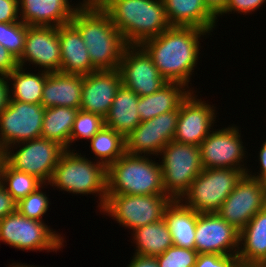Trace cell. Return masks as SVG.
I'll list each match as a JSON object with an SVG mask.
<instances>
[{"label":"cell","mask_w":266,"mask_h":267,"mask_svg":"<svg viewBox=\"0 0 266 267\" xmlns=\"http://www.w3.org/2000/svg\"><path fill=\"white\" fill-rule=\"evenodd\" d=\"M210 32L191 26H170L159 36L147 39L140 46L152 58L167 82L188 87L197 66L200 39Z\"/></svg>","instance_id":"cell-1"},{"label":"cell","mask_w":266,"mask_h":267,"mask_svg":"<svg viewBox=\"0 0 266 267\" xmlns=\"http://www.w3.org/2000/svg\"><path fill=\"white\" fill-rule=\"evenodd\" d=\"M70 23L79 31L97 71L119 69L128 45L101 6L80 5Z\"/></svg>","instance_id":"cell-2"},{"label":"cell","mask_w":266,"mask_h":267,"mask_svg":"<svg viewBox=\"0 0 266 267\" xmlns=\"http://www.w3.org/2000/svg\"><path fill=\"white\" fill-rule=\"evenodd\" d=\"M101 7L127 45H141L171 26L163 0H108Z\"/></svg>","instance_id":"cell-3"},{"label":"cell","mask_w":266,"mask_h":267,"mask_svg":"<svg viewBox=\"0 0 266 267\" xmlns=\"http://www.w3.org/2000/svg\"><path fill=\"white\" fill-rule=\"evenodd\" d=\"M125 152L107 168V194L166 195L161 165Z\"/></svg>","instance_id":"cell-4"},{"label":"cell","mask_w":266,"mask_h":267,"mask_svg":"<svg viewBox=\"0 0 266 267\" xmlns=\"http://www.w3.org/2000/svg\"><path fill=\"white\" fill-rule=\"evenodd\" d=\"M73 151L65 150L60 155L48 184L68 193L96 194L102 209L107 198V168Z\"/></svg>","instance_id":"cell-5"},{"label":"cell","mask_w":266,"mask_h":267,"mask_svg":"<svg viewBox=\"0 0 266 267\" xmlns=\"http://www.w3.org/2000/svg\"><path fill=\"white\" fill-rule=\"evenodd\" d=\"M159 155L165 193L172 200H180L203 170L200 148L172 140Z\"/></svg>","instance_id":"cell-6"},{"label":"cell","mask_w":266,"mask_h":267,"mask_svg":"<svg viewBox=\"0 0 266 267\" xmlns=\"http://www.w3.org/2000/svg\"><path fill=\"white\" fill-rule=\"evenodd\" d=\"M243 175L239 169H203L180 201L198 213H217Z\"/></svg>","instance_id":"cell-7"},{"label":"cell","mask_w":266,"mask_h":267,"mask_svg":"<svg viewBox=\"0 0 266 267\" xmlns=\"http://www.w3.org/2000/svg\"><path fill=\"white\" fill-rule=\"evenodd\" d=\"M171 201L168 195L107 194L100 212L111 216L122 227L135 230L163 219Z\"/></svg>","instance_id":"cell-8"},{"label":"cell","mask_w":266,"mask_h":267,"mask_svg":"<svg viewBox=\"0 0 266 267\" xmlns=\"http://www.w3.org/2000/svg\"><path fill=\"white\" fill-rule=\"evenodd\" d=\"M44 221L29 219L18 211L0 220V241L21 250L57 252L64 238Z\"/></svg>","instance_id":"cell-9"},{"label":"cell","mask_w":266,"mask_h":267,"mask_svg":"<svg viewBox=\"0 0 266 267\" xmlns=\"http://www.w3.org/2000/svg\"><path fill=\"white\" fill-rule=\"evenodd\" d=\"M17 147L19 150L14 152L13 148ZM64 151L55 141L39 137L6 148L5 161L15 170L34 175L48 184Z\"/></svg>","instance_id":"cell-10"},{"label":"cell","mask_w":266,"mask_h":267,"mask_svg":"<svg viewBox=\"0 0 266 267\" xmlns=\"http://www.w3.org/2000/svg\"><path fill=\"white\" fill-rule=\"evenodd\" d=\"M45 108L41 104L23 103L9 99L0 113V147L41 137Z\"/></svg>","instance_id":"cell-11"},{"label":"cell","mask_w":266,"mask_h":267,"mask_svg":"<svg viewBox=\"0 0 266 267\" xmlns=\"http://www.w3.org/2000/svg\"><path fill=\"white\" fill-rule=\"evenodd\" d=\"M242 143L241 133L235 125L212 130L199 145L203 169L231 168L246 174L250 169L244 166L247 151Z\"/></svg>","instance_id":"cell-12"},{"label":"cell","mask_w":266,"mask_h":267,"mask_svg":"<svg viewBox=\"0 0 266 267\" xmlns=\"http://www.w3.org/2000/svg\"><path fill=\"white\" fill-rule=\"evenodd\" d=\"M118 70L122 85L139 97L153 94L168 83L140 45H128L124 49Z\"/></svg>","instance_id":"cell-13"},{"label":"cell","mask_w":266,"mask_h":267,"mask_svg":"<svg viewBox=\"0 0 266 267\" xmlns=\"http://www.w3.org/2000/svg\"><path fill=\"white\" fill-rule=\"evenodd\" d=\"M178 115L179 110H173L140 122L125 137V152L133 155L158 156L174 138Z\"/></svg>","instance_id":"cell-14"},{"label":"cell","mask_w":266,"mask_h":267,"mask_svg":"<svg viewBox=\"0 0 266 267\" xmlns=\"http://www.w3.org/2000/svg\"><path fill=\"white\" fill-rule=\"evenodd\" d=\"M265 206L266 200L259 180L244 174L217 214L241 231Z\"/></svg>","instance_id":"cell-15"},{"label":"cell","mask_w":266,"mask_h":267,"mask_svg":"<svg viewBox=\"0 0 266 267\" xmlns=\"http://www.w3.org/2000/svg\"><path fill=\"white\" fill-rule=\"evenodd\" d=\"M240 231L217 213H198L195 250L198 254L237 255Z\"/></svg>","instance_id":"cell-16"},{"label":"cell","mask_w":266,"mask_h":267,"mask_svg":"<svg viewBox=\"0 0 266 267\" xmlns=\"http://www.w3.org/2000/svg\"><path fill=\"white\" fill-rule=\"evenodd\" d=\"M194 92L191 91L179 106L176 133L173 140L199 146L212 132L210 129H213L212 126L215 124L217 113H215L216 107L206 103L205 100L202 101L201 98H197L198 96Z\"/></svg>","instance_id":"cell-17"},{"label":"cell","mask_w":266,"mask_h":267,"mask_svg":"<svg viewBox=\"0 0 266 267\" xmlns=\"http://www.w3.org/2000/svg\"><path fill=\"white\" fill-rule=\"evenodd\" d=\"M17 61L22 67L28 62L49 73L59 72L61 51L58 27L28 26L24 50Z\"/></svg>","instance_id":"cell-18"},{"label":"cell","mask_w":266,"mask_h":267,"mask_svg":"<svg viewBox=\"0 0 266 267\" xmlns=\"http://www.w3.org/2000/svg\"><path fill=\"white\" fill-rule=\"evenodd\" d=\"M121 85L119 70H99L83 76L80 109L105 118Z\"/></svg>","instance_id":"cell-19"},{"label":"cell","mask_w":266,"mask_h":267,"mask_svg":"<svg viewBox=\"0 0 266 267\" xmlns=\"http://www.w3.org/2000/svg\"><path fill=\"white\" fill-rule=\"evenodd\" d=\"M80 5L69 0H19L20 20L28 26L59 27L71 22Z\"/></svg>","instance_id":"cell-20"},{"label":"cell","mask_w":266,"mask_h":267,"mask_svg":"<svg viewBox=\"0 0 266 267\" xmlns=\"http://www.w3.org/2000/svg\"><path fill=\"white\" fill-rule=\"evenodd\" d=\"M58 35L61 51L60 72L85 76L97 71L92 66L79 31L71 23L59 26Z\"/></svg>","instance_id":"cell-21"},{"label":"cell","mask_w":266,"mask_h":267,"mask_svg":"<svg viewBox=\"0 0 266 267\" xmlns=\"http://www.w3.org/2000/svg\"><path fill=\"white\" fill-rule=\"evenodd\" d=\"M83 75L50 72L42 90L41 105L44 108L55 106L80 109Z\"/></svg>","instance_id":"cell-22"},{"label":"cell","mask_w":266,"mask_h":267,"mask_svg":"<svg viewBox=\"0 0 266 267\" xmlns=\"http://www.w3.org/2000/svg\"><path fill=\"white\" fill-rule=\"evenodd\" d=\"M239 245L240 266L266 265V206L240 231Z\"/></svg>","instance_id":"cell-23"},{"label":"cell","mask_w":266,"mask_h":267,"mask_svg":"<svg viewBox=\"0 0 266 267\" xmlns=\"http://www.w3.org/2000/svg\"><path fill=\"white\" fill-rule=\"evenodd\" d=\"M163 2L171 26H191L208 32H213V28L216 27L218 20L206 8L203 0H163Z\"/></svg>","instance_id":"cell-24"},{"label":"cell","mask_w":266,"mask_h":267,"mask_svg":"<svg viewBox=\"0 0 266 267\" xmlns=\"http://www.w3.org/2000/svg\"><path fill=\"white\" fill-rule=\"evenodd\" d=\"M188 88V89H187ZM193 91L182 83L168 82L153 94L139 97L137 111L141 122L165 112L179 110L182 101Z\"/></svg>","instance_id":"cell-25"},{"label":"cell","mask_w":266,"mask_h":267,"mask_svg":"<svg viewBox=\"0 0 266 267\" xmlns=\"http://www.w3.org/2000/svg\"><path fill=\"white\" fill-rule=\"evenodd\" d=\"M139 96L121 85L118 89L109 112L104 118L105 126L119 132L124 138L141 122L137 105Z\"/></svg>","instance_id":"cell-26"},{"label":"cell","mask_w":266,"mask_h":267,"mask_svg":"<svg viewBox=\"0 0 266 267\" xmlns=\"http://www.w3.org/2000/svg\"><path fill=\"white\" fill-rule=\"evenodd\" d=\"M197 217L198 212L186 207L180 200H172L165 208L163 219L174 246L195 249Z\"/></svg>","instance_id":"cell-27"},{"label":"cell","mask_w":266,"mask_h":267,"mask_svg":"<svg viewBox=\"0 0 266 267\" xmlns=\"http://www.w3.org/2000/svg\"><path fill=\"white\" fill-rule=\"evenodd\" d=\"M78 110L65 106L45 108L41 137L70 150V136Z\"/></svg>","instance_id":"cell-28"},{"label":"cell","mask_w":266,"mask_h":267,"mask_svg":"<svg viewBox=\"0 0 266 267\" xmlns=\"http://www.w3.org/2000/svg\"><path fill=\"white\" fill-rule=\"evenodd\" d=\"M132 232L137 255L155 257L173 246L172 236L164 219L141 226Z\"/></svg>","instance_id":"cell-29"},{"label":"cell","mask_w":266,"mask_h":267,"mask_svg":"<svg viewBox=\"0 0 266 267\" xmlns=\"http://www.w3.org/2000/svg\"><path fill=\"white\" fill-rule=\"evenodd\" d=\"M22 66H18L7 75L12 87L9 89L10 99L23 103L41 104L42 90L49 72L39 71L38 74L26 72Z\"/></svg>","instance_id":"cell-30"},{"label":"cell","mask_w":266,"mask_h":267,"mask_svg":"<svg viewBox=\"0 0 266 267\" xmlns=\"http://www.w3.org/2000/svg\"><path fill=\"white\" fill-rule=\"evenodd\" d=\"M91 152L108 168L125 153V138L112 128L103 126L90 140Z\"/></svg>","instance_id":"cell-31"},{"label":"cell","mask_w":266,"mask_h":267,"mask_svg":"<svg viewBox=\"0 0 266 267\" xmlns=\"http://www.w3.org/2000/svg\"><path fill=\"white\" fill-rule=\"evenodd\" d=\"M0 183L17 202L44 184L34 175L15 170L6 161L1 168Z\"/></svg>","instance_id":"cell-32"},{"label":"cell","mask_w":266,"mask_h":267,"mask_svg":"<svg viewBox=\"0 0 266 267\" xmlns=\"http://www.w3.org/2000/svg\"><path fill=\"white\" fill-rule=\"evenodd\" d=\"M28 25L18 22L0 23V44L17 60L21 57L25 45Z\"/></svg>","instance_id":"cell-33"},{"label":"cell","mask_w":266,"mask_h":267,"mask_svg":"<svg viewBox=\"0 0 266 267\" xmlns=\"http://www.w3.org/2000/svg\"><path fill=\"white\" fill-rule=\"evenodd\" d=\"M104 118L95 113L78 110L73 123L70 145L78 139L91 140V138L104 126Z\"/></svg>","instance_id":"cell-34"},{"label":"cell","mask_w":266,"mask_h":267,"mask_svg":"<svg viewBox=\"0 0 266 267\" xmlns=\"http://www.w3.org/2000/svg\"><path fill=\"white\" fill-rule=\"evenodd\" d=\"M45 185L49 184H43L35 192L17 202V211L21 215L29 219L43 221L42 216L46 214L50 201L45 192L41 190Z\"/></svg>","instance_id":"cell-35"},{"label":"cell","mask_w":266,"mask_h":267,"mask_svg":"<svg viewBox=\"0 0 266 267\" xmlns=\"http://www.w3.org/2000/svg\"><path fill=\"white\" fill-rule=\"evenodd\" d=\"M198 257L195 249L171 246L163 254L155 256L159 267H194Z\"/></svg>","instance_id":"cell-36"},{"label":"cell","mask_w":266,"mask_h":267,"mask_svg":"<svg viewBox=\"0 0 266 267\" xmlns=\"http://www.w3.org/2000/svg\"><path fill=\"white\" fill-rule=\"evenodd\" d=\"M194 267H240L237 255L198 254Z\"/></svg>","instance_id":"cell-37"},{"label":"cell","mask_w":266,"mask_h":267,"mask_svg":"<svg viewBox=\"0 0 266 267\" xmlns=\"http://www.w3.org/2000/svg\"><path fill=\"white\" fill-rule=\"evenodd\" d=\"M265 2L266 0H228L225 10L219 16L229 14V12L243 13V15L252 13L262 7Z\"/></svg>","instance_id":"cell-38"},{"label":"cell","mask_w":266,"mask_h":267,"mask_svg":"<svg viewBox=\"0 0 266 267\" xmlns=\"http://www.w3.org/2000/svg\"><path fill=\"white\" fill-rule=\"evenodd\" d=\"M19 0H0V23L20 21Z\"/></svg>","instance_id":"cell-39"},{"label":"cell","mask_w":266,"mask_h":267,"mask_svg":"<svg viewBox=\"0 0 266 267\" xmlns=\"http://www.w3.org/2000/svg\"><path fill=\"white\" fill-rule=\"evenodd\" d=\"M17 211V201L0 183V220Z\"/></svg>","instance_id":"cell-40"},{"label":"cell","mask_w":266,"mask_h":267,"mask_svg":"<svg viewBox=\"0 0 266 267\" xmlns=\"http://www.w3.org/2000/svg\"><path fill=\"white\" fill-rule=\"evenodd\" d=\"M17 59L0 44V75H8L18 67Z\"/></svg>","instance_id":"cell-41"},{"label":"cell","mask_w":266,"mask_h":267,"mask_svg":"<svg viewBox=\"0 0 266 267\" xmlns=\"http://www.w3.org/2000/svg\"><path fill=\"white\" fill-rule=\"evenodd\" d=\"M10 82L6 75H0V113L6 108L10 99Z\"/></svg>","instance_id":"cell-42"},{"label":"cell","mask_w":266,"mask_h":267,"mask_svg":"<svg viewBox=\"0 0 266 267\" xmlns=\"http://www.w3.org/2000/svg\"><path fill=\"white\" fill-rule=\"evenodd\" d=\"M127 267H159L155 257L134 254Z\"/></svg>","instance_id":"cell-43"},{"label":"cell","mask_w":266,"mask_h":267,"mask_svg":"<svg viewBox=\"0 0 266 267\" xmlns=\"http://www.w3.org/2000/svg\"><path fill=\"white\" fill-rule=\"evenodd\" d=\"M206 8L217 18L225 10L228 0H203Z\"/></svg>","instance_id":"cell-44"},{"label":"cell","mask_w":266,"mask_h":267,"mask_svg":"<svg viewBox=\"0 0 266 267\" xmlns=\"http://www.w3.org/2000/svg\"><path fill=\"white\" fill-rule=\"evenodd\" d=\"M259 161H260V171L259 173L257 172L255 175L250 172L249 170L247 171V175L254 178L258 179L262 174L266 173V140L265 142L261 145L260 151H259Z\"/></svg>","instance_id":"cell-45"},{"label":"cell","mask_w":266,"mask_h":267,"mask_svg":"<svg viewBox=\"0 0 266 267\" xmlns=\"http://www.w3.org/2000/svg\"><path fill=\"white\" fill-rule=\"evenodd\" d=\"M108 0H83L80 1V4L82 6H102L105 4Z\"/></svg>","instance_id":"cell-46"},{"label":"cell","mask_w":266,"mask_h":267,"mask_svg":"<svg viewBox=\"0 0 266 267\" xmlns=\"http://www.w3.org/2000/svg\"><path fill=\"white\" fill-rule=\"evenodd\" d=\"M259 182H260V186L263 190V194L266 200V173L262 174L259 178H258Z\"/></svg>","instance_id":"cell-47"},{"label":"cell","mask_w":266,"mask_h":267,"mask_svg":"<svg viewBox=\"0 0 266 267\" xmlns=\"http://www.w3.org/2000/svg\"><path fill=\"white\" fill-rule=\"evenodd\" d=\"M4 161H5V150L2 147H0V173Z\"/></svg>","instance_id":"cell-48"},{"label":"cell","mask_w":266,"mask_h":267,"mask_svg":"<svg viewBox=\"0 0 266 267\" xmlns=\"http://www.w3.org/2000/svg\"><path fill=\"white\" fill-rule=\"evenodd\" d=\"M10 267H37V266L26 265V264L23 265V264H19V263H17V264L13 263L12 265H10Z\"/></svg>","instance_id":"cell-49"},{"label":"cell","mask_w":266,"mask_h":267,"mask_svg":"<svg viewBox=\"0 0 266 267\" xmlns=\"http://www.w3.org/2000/svg\"><path fill=\"white\" fill-rule=\"evenodd\" d=\"M240 267H266V265H247V266H240Z\"/></svg>","instance_id":"cell-50"}]
</instances>
